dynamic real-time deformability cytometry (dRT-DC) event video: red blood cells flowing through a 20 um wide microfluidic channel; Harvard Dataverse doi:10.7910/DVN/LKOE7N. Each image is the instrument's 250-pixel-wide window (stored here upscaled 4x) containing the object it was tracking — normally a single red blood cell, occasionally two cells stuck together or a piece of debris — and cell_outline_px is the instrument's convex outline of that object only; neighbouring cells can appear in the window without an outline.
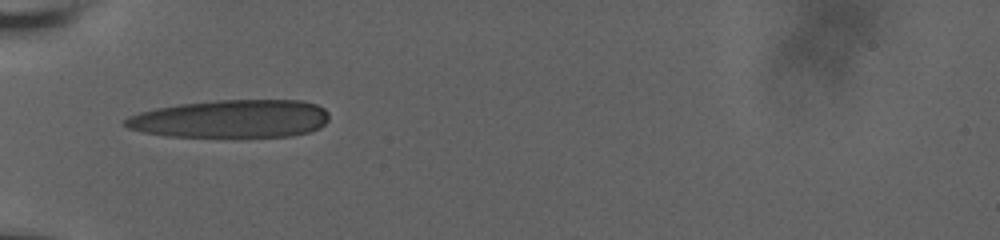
{"species": "human", "species_latin": "Homo sapiens", "temperature_condition": "room temperature", "stored_images_in_passage": 58, "camera_frame_rate_fps": 3000, "um_per_image_px": 0.085, "donor": {"sex": "male"}, "frame": {"image": 1, "passage_image": 1, "time_ms": 0.0, "image_size_px": [1000, 240], "cell_outline_px": [[328, 120], [320, 128], [308, 132], [292, 136], [168, 136], [144, 132], [128, 128], [124, 124], [124, 120], [128, 116], [140, 112], [156, 108], [180, 104], [216, 100], [304, 100], [316, 104], [324, 108], [328, 112]], "centroid_in_image_um": [19.67, 10.09], "position_along_channel_um": 65.3, "area_um2": 45.03}}
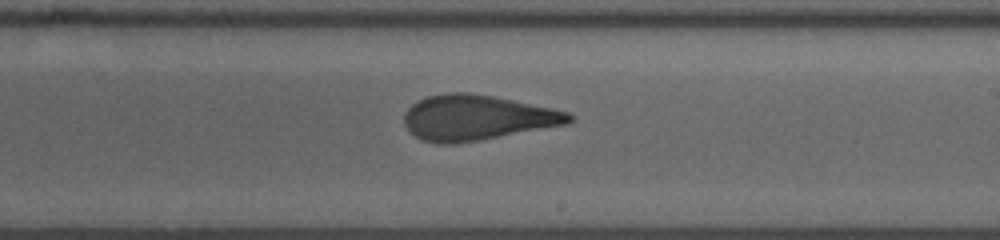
{"frame": {"image": 2, "passage_image": 26, "time_ms": 5.0, "image_size_px": [1000, 240], "cell_outline_px": [[572, 120], [568, 124], [480, 140], [452, 144], [436, 144], [420, 140], [408, 132], [404, 124], [404, 112], [416, 100], [428, 96], [448, 92], [468, 92], [492, 96], [552, 108], [568, 112], [572, 116]], "centroid_in_image_um": [40.47, 10.01], "position_along_channel_um": 248.5, "area_um2": 43.64}}
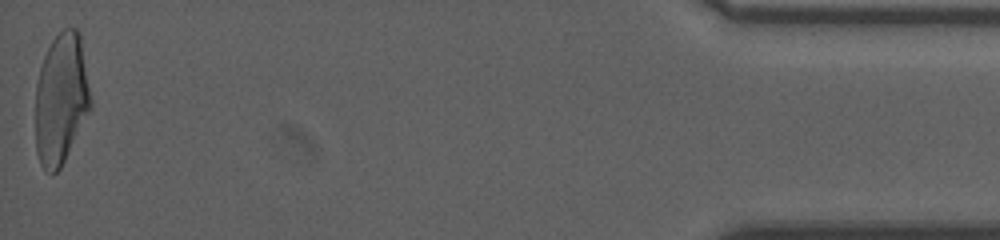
{"frame": {"image": 3, "passage_image": 57, "time_ms": 12.0, "image_size_px": [1000, 240], "cell_outline_px": [[92, 108], [60, 168], [52, 176], [40, 164], [36, 152], [36, 84], [40, 68], [44, 56], [52, 40], [64, 28], [76, 28], [80, 32], [92, 100]], "centroid_in_image_um": [5.21, 8.41], "position_along_channel_um": 430.0, "area_um2": 42.43}, "authors_computed_cell_mechanics": {"area_um2": 43.0321, "velocity_mm_per_s": 3.7847, "shape_relaxation_time_tau1_ms": 7.7819, "shape_relaxation_time_tau2_ms": 1.3828, "deformation_change_tau1": 0.2661, "deformation_change_tau2": 0.1122}}